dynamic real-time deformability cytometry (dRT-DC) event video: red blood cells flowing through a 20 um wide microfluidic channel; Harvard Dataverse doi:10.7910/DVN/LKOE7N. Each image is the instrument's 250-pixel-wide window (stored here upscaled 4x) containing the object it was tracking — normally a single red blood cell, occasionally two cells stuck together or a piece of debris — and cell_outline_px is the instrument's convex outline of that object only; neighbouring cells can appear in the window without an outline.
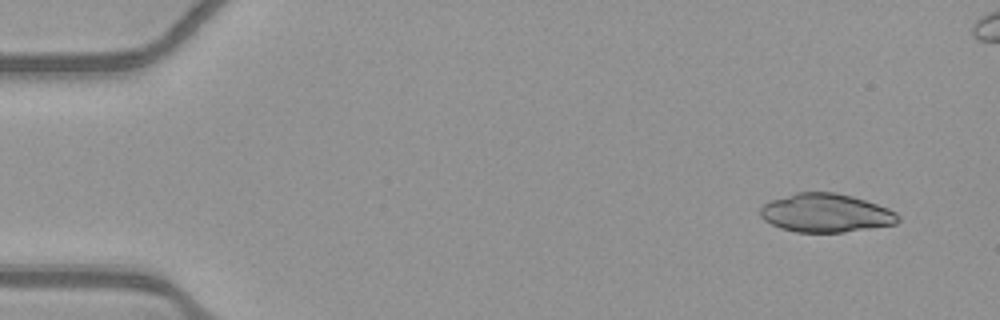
{"species": "common noctule bat (a hibernating species)", "species_latin": "Nyctalus noctula", "temperature_condition": "warm", "stored_images_in_passage": 50, "camera_frame_rate_fps": 3000, "um_per_image_px": 0.085, "animal": {"sex": "female", "body_mass_g": 21.9}, "frame": {"image": 1, "passage_image": 1, "time_ms": 0.0, "image_size_px": [1000, 320], "cell_outline_px": [[900, 220], [896, 224], [844, 232], [796, 232], [780, 228], [764, 220], [760, 216], [760, 208], [764, 204], [772, 200], [796, 192], [836, 192], [852, 196], [888, 208], [896, 212], [900, 216]], "centroid_in_image_um": [70.2, 18.1], "position_along_channel_um": 14.8, "area_um2": 30.92}}